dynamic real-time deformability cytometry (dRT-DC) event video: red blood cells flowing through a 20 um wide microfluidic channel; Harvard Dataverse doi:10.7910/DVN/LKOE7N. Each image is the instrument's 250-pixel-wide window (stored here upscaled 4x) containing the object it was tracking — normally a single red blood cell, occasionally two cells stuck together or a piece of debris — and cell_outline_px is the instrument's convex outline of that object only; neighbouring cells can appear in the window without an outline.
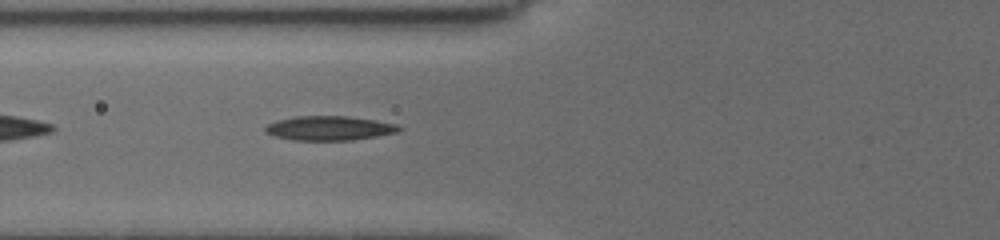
{"species": "common noctule bat (a hibernating species)", "species_latin": "Nyctalus noctula", "temperature_condition": "cold", "stored_images_in_passage": 39, "camera_frame_rate_fps": 3000, "um_per_image_px": 0.085, "animal": {"sex": "female", "body_mass_g": 19.5, "forearm_length_mm": 54.1}, "frame": {"image": 1, "passage_image": 6, "time_ms": 1.667, "image_size_px": [1000, 240], "cell_outline_px": [[404, 128], [396, 132], [376, 136], [352, 140], [292, 140], [276, 136], [264, 132], [264, 128], [268, 124], [276, 120], [296, 116], [348, 116], [376, 120], [396, 124]], "centroid_in_image_um": [27.98, 10.89], "position_along_channel_um": 97.8, "area_um2": 18.96}}
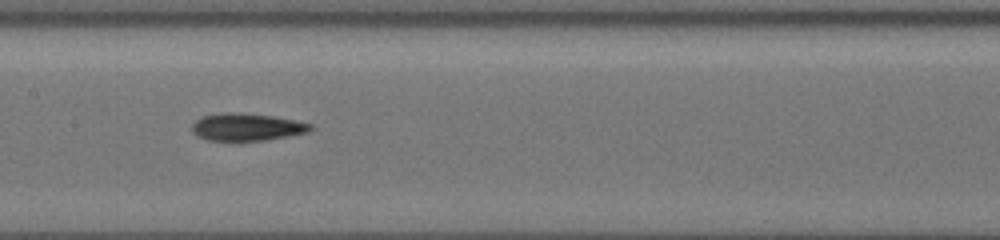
{"frame": {"image": 2, "passage_image": 13, "time_ms": 4.0, "image_size_px": [1000, 240], "cell_outline_px": [[312, 128], [308, 132], [288, 136], [264, 140], [208, 140], [200, 136], [192, 128], [192, 124], [196, 120], [204, 116], [220, 112], [240, 112], [272, 116], [312, 124]], "centroid_in_image_um": [20.98, 10.78], "position_along_channel_um": 186.4, "area_um2": 18.55}}
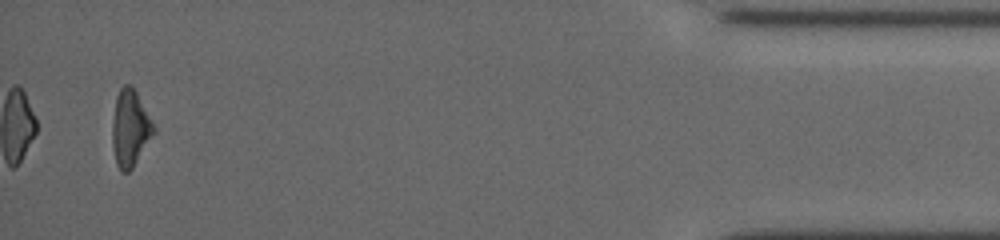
{"frame": {"image": 3, "passage_image": 37, "time_ms": 12.0, "image_size_px": [1000, 240], "cell_outline_px": [[156, 132], [132, 168], [128, 172], [120, 172], [116, 164], [112, 148], [112, 124], [116, 96], [120, 88], [124, 84], [128, 84], [136, 92], [156, 128]], "centroid_in_image_um": [11.05, 10.94], "position_along_channel_um": 424.1, "area_um2": 18.5}, "authors_computed_cell_mechanics": {"area_um2": 18.1492, "velocity_mm_per_s": 3.775, "shape_relaxation_time_tau1_ms": 7.5571, "shape_relaxation_time_tau2_ms": 5.9496, "deformation_change_tau1": 0.218, "deformation_change_tau2": 0.1664}}